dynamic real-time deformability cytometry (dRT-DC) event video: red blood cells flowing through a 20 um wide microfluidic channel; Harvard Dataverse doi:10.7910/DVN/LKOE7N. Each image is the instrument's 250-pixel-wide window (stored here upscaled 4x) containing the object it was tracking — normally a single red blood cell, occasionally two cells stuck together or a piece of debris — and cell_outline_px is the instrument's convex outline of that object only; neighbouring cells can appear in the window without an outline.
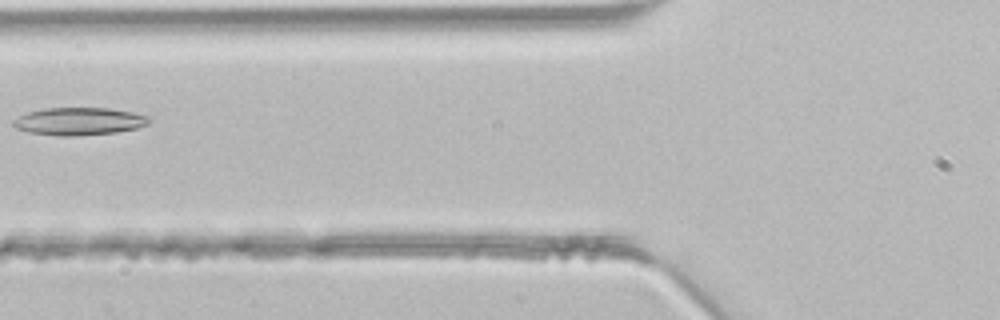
{"species": "common noctule bat (a hibernating species)", "species_latin": "Nyctalus noctula", "temperature_condition": "room temperature", "stored_images_in_passage": 5, "camera_frame_rate_fps": 3000, "um_per_image_px": 0.085, "animal": {"sex": "male", "body_mass_g": 21.5, "forearm_length_mm": 52.0}, "frame": {"image": 1, "passage_image": 5, "time_ms": 1.333, "image_size_px": [1000, 320], "cell_outline_px": [[152, 120], [148, 124], [136, 128], [116, 132], [76, 136], [56, 136], [28, 132], [16, 128], [12, 124], [12, 120], [28, 112], [44, 108], [108, 108], [132, 112], [152, 116]], "centroid_in_image_um": [6.74, 10.31], "position_along_channel_um": 119.1, "area_um2": 22.02}}